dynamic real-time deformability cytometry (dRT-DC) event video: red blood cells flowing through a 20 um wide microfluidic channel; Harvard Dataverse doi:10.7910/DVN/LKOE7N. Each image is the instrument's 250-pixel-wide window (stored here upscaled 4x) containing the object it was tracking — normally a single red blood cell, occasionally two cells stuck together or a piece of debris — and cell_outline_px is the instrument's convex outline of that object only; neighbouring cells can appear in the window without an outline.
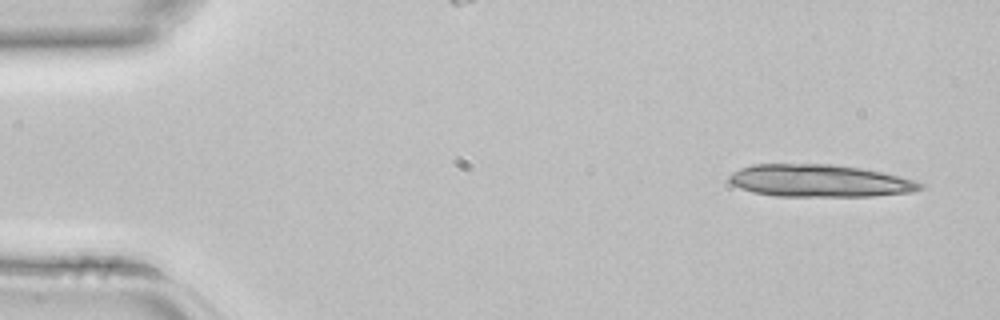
{"species": "common noctule bat (a hibernating species)", "species_latin": "Nyctalus noctula", "temperature_condition": "room temperature", "stored_images_in_passage": 2, "camera_frame_rate_fps": 3000, "um_per_image_px": 0.085, "animal": {"sex": "female", "body_mass_g": 22.7, "forearm_length_mm": 54.2}, "frame": {"image": 1, "passage_image": 1, "time_ms": 0.0, "image_size_px": [1000, 320], "cell_outline_px": [[924, 188], [912, 192], [872, 196], [776, 196], [752, 192], [740, 188], [732, 184], [728, 180], [728, 176], [732, 172], [740, 168], [752, 164], [832, 164], [860, 168], [880, 172], [916, 180], [924, 184]], "centroid_in_image_um": [69.65, 15.37], "position_along_channel_um": 15.4, "area_um2": 36.13}}